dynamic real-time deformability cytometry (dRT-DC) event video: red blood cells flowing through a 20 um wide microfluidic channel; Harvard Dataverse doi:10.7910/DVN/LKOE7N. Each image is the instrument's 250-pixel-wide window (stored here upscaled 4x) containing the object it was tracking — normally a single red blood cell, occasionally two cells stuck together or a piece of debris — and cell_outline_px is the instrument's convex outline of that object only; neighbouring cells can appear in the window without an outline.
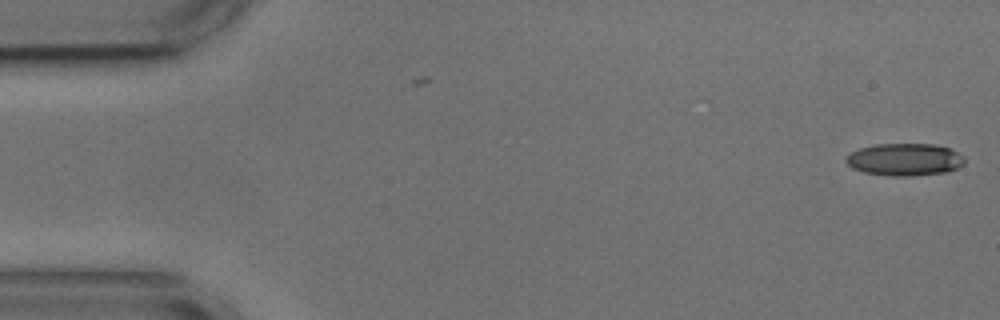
{"species": "common noctule bat (a hibernating species)", "species_latin": "Nyctalus noctula", "temperature_condition": "cold", "stored_images_in_passage": 54, "camera_frame_rate_fps": 3000, "um_per_image_px": 0.085, "animal": {"sex": "male", "body_mass_g": 17.9, "forearm_length_mm": 54.2}, "frame": {"image": 1, "passage_image": 1, "time_ms": 0.0, "image_size_px": [1000, 320], "cell_outline_px": [[964, 164], [948, 172], [912, 176], [892, 176], [864, 172], [852, 168], [844, 160], [852, 152], [860, 148], [876, 144], [936, 144], [952, 148], [964, 156]], "centroid_in_image_um": [76.94, 13.56], "position_along_channel_um": 8.1, "area_um2": 22.48}}
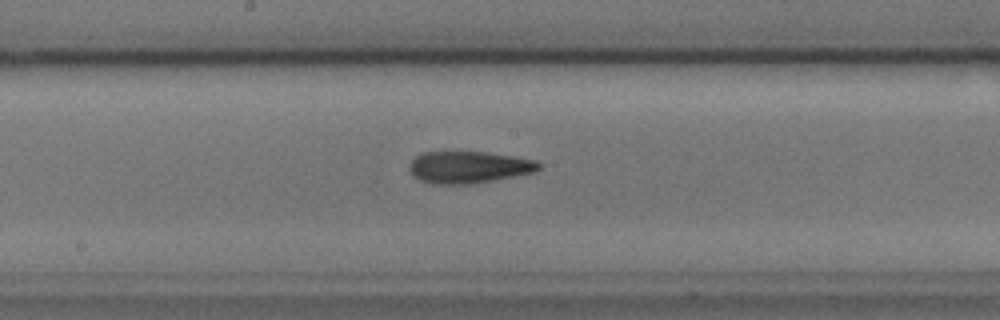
{"frame": {"image": 2, "passage_image": 28, "time_ms": 9.0, "image_size_px": [1000, 320], "cell_outline_px": [[544, 164], [536, 172], [496, 180], [472, 184], [432, 184], [420, 180], [412, 176], [408, 168], [412, 160], [416, 156], [424, 152], [488, 152], [540, 160]], "centroid_in_image_um": [39.91, 14.21], "position_along_channel_um": 208.3, "area_um2": 24.57}}
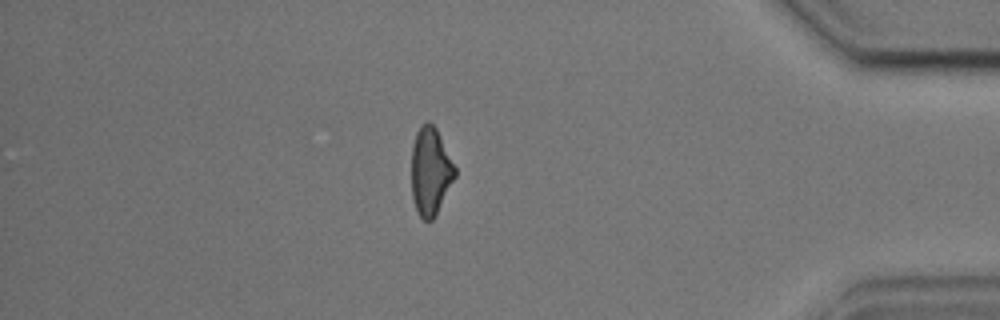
{"frame": {"image": 3, "passage_image": 47, "time_ms": 15.333, "image_size_px": [1000, 320], "cell_outline_px": [[456, 176], [436, 216], [432, 220], [424, 220], [420, 216], [412, 200], [412, 144], [416, 132], [420, 124], [428, 120], [436, 128], [456, 168]], "centroid_in_image_um": [36.59, 14.55], "position_along_channel_um": 398.6, "area_um2": 22.37}}